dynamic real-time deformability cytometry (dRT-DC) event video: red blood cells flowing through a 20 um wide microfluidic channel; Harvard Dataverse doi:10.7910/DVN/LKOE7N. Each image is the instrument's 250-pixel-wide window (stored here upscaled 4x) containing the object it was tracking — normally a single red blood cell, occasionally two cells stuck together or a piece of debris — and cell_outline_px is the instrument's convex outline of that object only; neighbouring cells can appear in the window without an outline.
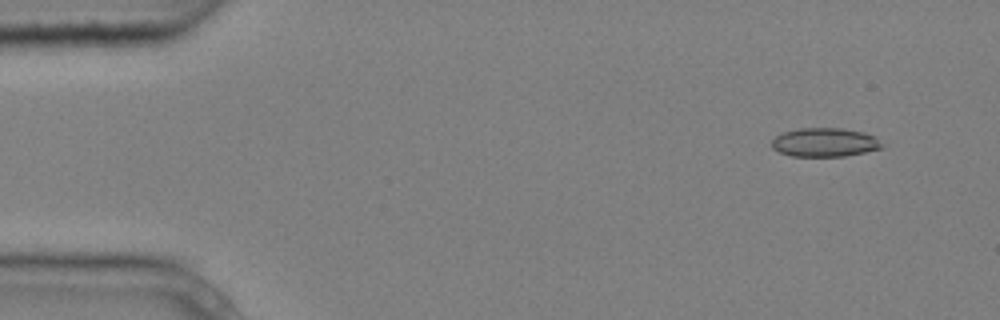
{"species": "common noctule bat (a hibernating species)", "species_latin": "Nyctalus noctula", "temperature_condition": "cold", "stored_images_in_passage": 5, "camera_frame_rate_fps": 3000, "um_per_image_px": 0.085, "animal": {"sex": "male", "body_mass_g": 20.4}, "frame": {"image": 1, "passage_image": 2, "time_ms": 0.333, "image_size_px": [1000, 320], "cell_outline_px": [[884, 148], [844, 156], [792, 156], [780, 152], [772, 148], [772, 140], [776, 136], [784, 132], [796, 128], [840, 128], [864, 132], [876, 136], [884, 144]], "centroid_in_image_um": [70.14, 12.09], "position_along_channel_um": 14.9, "area_um2": 18.61}}
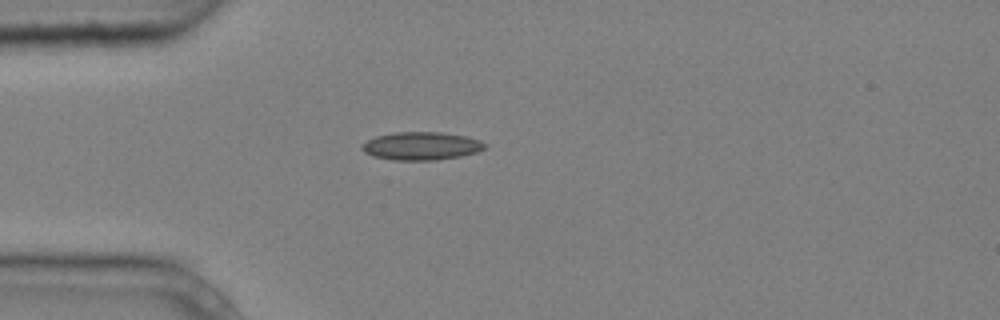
{"frame": {"image": 2, "passage_image": 5, "time_ms": 1.333, "image_size_px": [1000, 320], "cell_outline_px": [[488, 144], [484, 148], [476, 152], [460, 156], [436, 160], [392, 160], [372, 156], [364, 152], [360, 148], [368, 140], [376, 136], [392, 132], [440, 132], [468, 136], [480, 140]], "centroid_in_image_um": [35.82, 12.4], "position_along_channel_um": 49.2, "area_um2": 20.17}}